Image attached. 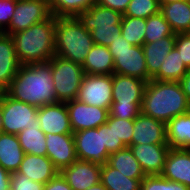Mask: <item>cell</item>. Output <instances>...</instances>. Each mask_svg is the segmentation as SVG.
Listing matches in <instances>:
<instances>
[{
	"mask_svg": "<svg viewBox=\"0 0 190 190\" xmlns=\"http://www.w3.org/2000/svg\"><path fill=\"white\" fill-rule=\"evenodd\" d=\"M5 92L37 108L58 103L48 62L21 65Z\"/></svg>",
	"mask_w": 190,
	"mask_h": 190,
	"instance_id": "6da1fadb",
	"label": "cell"
},
{
	"mask_svg": "<svg viewBox=\"0 0 190 190\" xmlns=\"http://www.w3.org/2000/svg\"><path fill=\"white\" fill-rule=\"evenodd\" d=\"M190 102L179 82L157 81L146 83L141 113L167 124L172 118L188 113Z\"/></svg>",
	"mask_w": 190,
	"mask_h": 190,
	"instance_id": "7a4b0ae2",
	"label": "cell"
},
{
	"mask_svg": "<svg viewBox=\"0 0 190 190\" xmlns=\"http://www.w3.org/2000/svg\"><path fill=\"white\" fill-rule=\"evenodd\" d=\"M11 36L21 65L48 62L55 55V16Z\"/></svg>",
	"mask_w": 190,
	"mask_h": 190,
	"instance_id": "3957f363",
	"label": "cell"
},
{
	"mask_svg": "<svg viewBox=\"0 0 190 190\" xmlns=\"http://www.w3.org/2000/svg\"><path fill=\"white\" fill-rule=\"evenodd\" d=\"M94 45L76 17H55V55L82 65Z\"/></svg>",
	"mask_w": 190,
	"mask_h": 190,
	"instance_id": "277c9868",
	"label": "cell"
},
{
	"mask_svg": "<svg viewBox=\"0 0 190 190\" xmlns=\"http://www.w3.org/2000/svg\"><path fill=\"white\" fill-rule=\"evenodd\" d=\"M122 14L95 3L88 10L79 13L76 18L91 32L94 44L108 47L121 36Z\"/></svg>",
	"mask_w": 190,
	"mask_h": 190,
	"instance_id": "5b68a950",
	"label": "cell"
},
{
	"mask_svg": "<svg viewBox=\"0 0 190 190\" xmlns=\"http://www.w3.org/2000/svg\"><path fill=\"white\" fill-rule=\"evenodd\" d=\"M115 74L136 77L148 82L145 54L142 46L130 44L122 35L109 46Z\"/></svg>",
	"mask_w": 190,
	"mask_h": 190,
	"instance_id": "8992f818",
	"label": "cell"
},
{
	"mask_svg": "<svg viewBox=\"0 0 190 190\" xmlns=\"http://www.w3.org/2000/svg\"><path fill=\"white\" fill-rule=\"evenodd\" d=\"M48 63L51 66L57 101L67 102L76 99L85 76L82 66L57 55Z\"/></svg>",
	"mask_w": 190,
	"mask_h": 190,
	"instance_id": "52a82bcc",
	"label": "cell"
},
{
	"mask_svg": "<svg viewBox=\"0 0 190 190\" xmlns=\"http://www.w3.org/2000/svg\"><path fill=\"white\" fill-rule=\"evenodd\" d=\"M37 107L17 101L5 91L2 92V132L18 134L30 126H40Z\"/></svg>",
	"mask_w": 190,
	"mask_h": 190,
	"instance_id": "ba28073f",
	"label": "cell"
},
{
	"mask_svg": "<svg viewBox=\"0 0 190 190\" xmlns=\"http://www.w3.org/2000/svg\"><path fill=\"white\" fill-rule=\"evenodd\" d=\"M49 0H16V7L4 34L12 35L51 16Z\"/></svg>",
	"mask_w": 190,
	"mask_h": 190,
	"instance_id": "9c48e42d",
	"label": "cell"
},
{
	"mask_svg": "<svg viewBox=\"0 0 190 190\" xmlns=\"http://www.w3.org/2000/svg\"><path fill=\"white\" fill-rule=\"evenodd\" d=\"M76 99L87 105L110 110L113 102L112 74H85Z\"/></svg>",
	"mask_w": 190,
	"mask_h": 190,
	"instance_id": "30bf717a",
	"label": "cell"
},
{
	"mask_svg": "<svg viewBox=\"0 0 190 190\" xmlns=\"http://www.w3.org/2000/svg\"><path fill=\"white\" fill-rule=\"evenodd\" d=\"M76 155L79 160L95 164L107 163L109 153L104 146L102 125L73 133Z\"/></svg>",
	"mask_w": 190,
	"mask_h": 190,
	"instance_id": "8fae6325",
	"label": "cell"
},
{
	"mask_svg": "<svg viewBox=\"0 0 190 190\" xmlns=\"http://www.w3.org/2000/svg\"><path fill=\"white\" fill-rule=\"evenodd\" d=\"M73 133L98 128L107 122L109 110L87 105L77 99L65 102Z\"/></svg>",
	"mask_w": 190,
	"mask_h": 190,
	"instance_id": "7c38bea8",
	"label": "cell"
},
{
	"mask_svg": "<svg viewBox=\"0 0 190 190\" xmlns=\"http://www.w3.org/2000/svg\"><path fill=\"white\" fill-rule=\"evenodd\" d=\"M60 173L73 190H85L100 182L101 165L77 159Z\"/></svg>",
	"mask_w": 190,
	"mask_h": 190,
	"instance_id": "4fadbf2b",
	"label": "cell"
},
{
	"mask_svg": "<svg viewBox=\"0 0 190 190\" xmlns=\"http://www.w3.org/2000/svg\"><path fill=\"white\" fill-rule=\"evenodd\" d=\"M37 117L45 134H73L65 102L41 106Z\"/></svg>",
	"mask_w": 190,
	"mask_h": 190,
	"instance_id": "5bb4252c",
	"label": "cell"
},
{
	"mask_svg": "<svg viewBox=\"0 0 190 190\" xmlns=\"http://www.w3.org/2000/svg\"><path fill=\"white\" fill-rule=\"evenodd\" d=\"M47 157L59 172L70 166L78 158L76 155L73 134H45Z\"/></svg>",
	"mask_w": 190,
	"mask_h": 190,
	"instance_id": "9a60e30c",
	"label": "cell"
},
{
	"mask_svg": "<svg viewBox=\"0 0 190 190\" xmlns=\"http://www.w3.org/2000/svg\"><path fill=\"white\" fill-rule=\"evenodd\" d=\"M168 145L166 124L160 120L140 113L134 119V133L132 145Z\"/></svg>",
	"mask_w": 190,
	"mask_h": 190,
	"instance_id": "2e32d148",
	"label": "cell"
},
{
	"mask_svg": "<svg viewBox=\"0 0 190 190\" xmlns=\"http://www.w3.org/2000/svg\"><path fill=\"white\" fill-rule=\"evenodd\" d=\"M129 148L140 163L145 175L162 174L166 157L170 150L169 145L137 144L131 145Z\"/></svg>",
	"mask_w": 190,
	"mask_h": 190,
	"instance_id": "e0dca14e",
	"label": "cell"
},
{
	"mask_svg": "<svg viewBox=\"0 0 190 190\" xmlns=\"http://www.w3.org/2000/svg\"><path fill=\"white\" fill-rule=\"evenodd\" d=\"M146 81L136 77L112 74V103L142 104Z\"/></svg>",
	"mask_w": 190,
	"mask_h": 190,
	"instance_id": "ac0fdd59",
	"label": "cell"
},
{
	"mask_svg": "<svg viewBox=\"0 0 190 190\" xmlns=\"http://www.w3.org/2000/svg\"><path fill=\"white\" fill-rule=\"evenodd\" d=\"M161 175L190 189V149L170 148Z\"/></svg>",
	"mask_w": 190,
	"mask_h": 190,
	"instance_id": "d6986e66",
	"label": "cell"
},
{
	"mask_svg": "<svg viewBox=\"0 0 190 190\" xmlns=\"http://www.w3.org/2000/svg\"><path fill=\"white\" fill-rule=\"evenodd\" d=\"M17 172L32 181L46 184L59 173V170L47 156L25 154Z\"/></svg>",
	"mask_w": 190,
	"mask_h": 190,
	"instance_id": "ffe728a7",
	"label": "cell"
},
{
	"mask_svg": "<svg viewBox=\"0 0 190 190\" xmlns=\"http://www.w3.org/2000/svg\"><path fill=\"white\" fill-rule=\"evenodd\" d=\"M20 66L12 36L4 33L0 34V89L2 91L10 86Z\"/></svg>",
	"mask_w": 190,
	"mask_h": 190,
	"instance_id": "44dd1931",
	"label": "cell"
},
{
	"mask_svg": "<svg viewBox=\"0 0 190 190\" xmlns=\"http://www.w3.org/2000/svg\"><path fill=\"white\" fill-rule=\"evenodd\" d=\"M176 34L166 36L156 42L144 43L142 45L147 72L148 81H150L158 72L162 62L169 52L175 47Z\"/></svg>",
	"mask_w": 190,
	"mask_h": 190,
	"instance_id": "7402d4cb",
	"label": "cell"
},
{
	"mask_svg": "<svg viewBox=\"0 0 190 190\" xmlns=\"http://www.w3.org/2000/svg\"><path fill=\"white\" fill-rule=\"evenodd\" d=\"M160 13L175 34L190 32V1L180 0L160 5Z\"/></svg>",
	"mask_w": 190,
	"mask_h": 190,
	"instance_id": "603a6c76",
	"label": "cell"
},
{
	"mask_svg": "<svg viewBox=\"0 0 190 190\" xmlns=\"http://www.w3.org/2000/svg\"><path fill=\"white\" fill-rule=\"evenodd\" d=\"M24 155L16 134L0 132V165L6 171L17 172Z\"/></svg>",
	"mask_w": 190,
	"mask_h": 190,
	"instance_id": "cb8c5ba5",
	"label": "cell"
},
{
	"mask_svg": "<svg viewBox=\"0 0 190 190\" xmlns=\"http://www.w3.org/2000/svg\"><path fill=\"white\" fill-rule=\"evenodd\" d=\"M85 74L110 75L114 72V61L108 47L94 44L81 65Z\"/></svg>",
	"mask_w": 190,
	"mask_h": 190,
	"instance_id": "d4e9b609",
	"label": "cell"
},
{
	"mask_svg": "<svg viewBox=\"0 0 190 190\" xmlns=\"http://www.w3.org/2000/svg\"><path fill=\"white\" fill-rule=\"evenodd\" d=\"M167 144L172 149H190V111L166 124Z\"/></svg>",
	"mask_w": 190,
	"mask_h": 190,
	"instance_id": "484cf974",
	"label": "cell"
},
{
	"mask_svg": "<svg viewBox=\"0 0 190 190\" xmlns=\"http://www.w3.org/2000/svg\"><path fill=\"white\" fill-rule=\"evenodd\" d=\"M107 164L110 167L116 168L128 178L139 179L142 181L146 177L140 163L134 157L129 147L110 154Z\"/></svg>",
	"mask_w": 190,
	"mask_h": 190,
	"instance_id": "4316f807",
	"label": "cell"
},
{
	"mask_svg": "<svg viewBox=\"0 0 190 190\" xmlns=\"http://www.w3.org/2000/svg\"><path fill=\"white\" fill-rule=\"evenodd\" d=\"M187 72V66L180 57L177 48L174 47L165 57L159 72L152 79L157 81L179 82Z\"/></svg>",
	"mask_w": 190,
	"mask_h": 190,
	"instance_id": "83f0119b",
	"label": "cell"
},
{
	"mask_svg": "<svg viewBox=\"0 0 190 190\" xmlns=\"http://www.w3.org/2000/svg\"><path fill=\"white\" fill-rule=\"evenodd\" d=\"M100 182L107 190H140L141 180L131 179L107 163L101 165Z\"/></svg>",
	"mask_w": 190,
	"mask_h": 190,
	"instance_id": "f1b7e54d",
	"label": "cell"
},
{
	"mask_svg": "<svg viewBox=\"0 0 190 190\" xmlns=\"http://www.w3.org/2000/svg\"><path fill=\"white\" fill-rule=\"evenodd\" d=\"M17 137L25 154L47 156L46 136L40 126H30L18 133Z\"/></svg>",
	"mask_w": 190,
	"mask_h": 190,
	"instance_id": "f546056e",
	"label": "cell"
},
{
	"mask_svg": "<svg viewBox=\"0 0 190 190\" xmlns=\"http://www.w3.org/2000/svg\"><path fill=\"white\" fill-rule=\"evenodd\" d=\"M95 3L96 0H49V8L55 17H76Z\"/></svg>",
	"mask_w": 190,
	"mask_h": 190,
	"instance_id": "4dcf8cb0",
	"label": "cell"
},
{
	"mask_svg": "<svg viewBox=\"0 0 190 190\" xmlns=\"http://www.w3.org/2000/svg\"><path fill=\"white\" fill-rule=\"evenodd\" d=\"M146 19L139 17L122 16L121 35L132 45L144 44Z\"/></svg>",
	"mask_w": 190,
	"mask_h": 190,
	"instance_id": "1f68e13d",
	"label": "cell"
},
{
	"mask_svg": "<svg viewBox=\"0 0 190 190\" xmlns=\"http://www.w3.org/2000/svg\"><path fill=\"white\" fill-rule=\"evenodd\" d=\"M173 34L170 24L160 12L146 19L144 43L156 42Z\"/></svg>",
	"mask_w": 190,
	"mask_h": 190,
	"instance_id": "d6a6232c",
	"label": "cell"
},
{
	"mask_svg": "<svg viewBox=\"0 0 190 190\" xmlns=\"http://www.w3.org/2000/svg\"><path fill=\"white\" fill-rule=\"evenodd\" d=\"M160 12L158 0H131L124 16L147 19Z\"/></svg>",
	"mask_w": 190,
	"mask_h": 190,
	"instance_id": "836d02e7",
	"label": "cell"
},
{
	"mask_svg": "<svg viewBox=\"0 0 190 190\" xmlns=\"http://www.w3.org/2000/svg\"><path fill=\"white\" fill-rule=\"evenodd\" d=\"M107 126H113L114 133L117 138L127 146L132 145V136L134 133V120H126L112 117L110 114L108 120L105 123Z\"/></svg>",
	"mask_w": 190,
	"mask_h": 190,
	"instance_id": "e575fe53",
	"label": "cell"
},
{
	"mask_svg": "<svg viewBox=\"0 0 190 190\" xmlns=\"http://www.w3.org/2000/svg\"><path fill=\"white\" fill-rule=\"evenodd\" d=\"M140 190H190L178 182L165 179L162 175H146L141 181Z\"/></svg>",
	"mask_w": 190,
	"mask_h": 190,
	"instance_id": "d590c367",
	"label": "cell"
},
{
	"mask_svg": "<svg viewBox=\"0 0 190 190\" xmlns=\"http://www.w3.org/2000/svg\"><path fill=\"white\" fill-rule=\"evenodd\" d=\"M141 105L112 103L109 114L123 120H134L141 113Z\"/></svg>",
	"mask_w": 190,
	"mask_h": 190,
	"instance_id": "8d00e7d4",
	"label": "cell"
},
{
	"mask_svg": "<svg viewBox=\"0 0 190 190\" xmlns=\"http://www.w3.org/2000/svg\"><path fill=\"white\" fill-rule=\"evenodd\" d=\"M10 190H44V184L30 180L27 176L14 172L10 178Z\"/></svg>",
	"mask_w": 190,
	"mask_h": 190,
	"instance_id": "74e56055",
	"label": "cell"
},
{
	"mask_svg": "<svg viewBox=\"0 0 190 190\" xmlns=\"http://www.w3.org/2000/svg\"><path fill=\"white\" fill-rule=\"evenodd\" d=\"M104 146L109 154H113L116 151L125 149L127 146L117 138L114 133L113 126H107L106 124L102 125Z\"/></svg>",
	"mask_w": 190,
	"mask_h": 190,
	"instance_id": "f35d334b",
	"label": "cell"
},
{
	"mask_svg": "<svg viewBox=\"0 0 190 190\" xmlns=\"http://www.w3.org/2000/svg\"><path fill=\"white\" fill-rule=\"evenodd\" d=\"M175 47L180 53V57L184 61V64L190 69V34H176Z\"/></svg>",
	"mask_w": 190,
	"mask_h": 190,
	"instance_id": "ab89813d",
	"label": "cell"
},
{
	"mask_svg": "<svg viewBox=\"0 0 190 190\" xmlns=\"http://www.w3.org/2000/svg\"><path fill=\"white\" fill-rule=\"evenodd\" d=\"M16 7V0H0V30L3 32L10 24Z\"/></svg>",
	"mask_w": 190,
	"mask_h": 190,
	"instance_id": "60d3db41",
	"label": "cell"
},
{
	"mask_svg": "<svg viewBox=\"0 0 190 190\" xmlns=\"http://www.w3.org/2000/svg\"><path fill=\"white\" fill-rule=\"evenodd\" d=\"M131 0H96L102 7L110 8L124 15Z\"/></svg>",
	"mask_w": 190,
	"mask_h": 190,
	"instance_id": "b9f144b4",
	"label": "cell"
},
{
	"mask_svg": "<svg viewBox=\"0 0 190 190\" xmlns=\"http://www.w3.org/2000/svg\"><path fill=\"white\" fill-rule=\"evenodd\" d=\"M44 190H73L59 172L53 179L44 184Z\"/></svg>",
	"mask_w": 190,
	"mask_h": 190,
	"instance_id": "7bdbcfd3",
	"label": "cell"
},
{
	"mask_svg": "<svg viewBox=\"0 0 190 190\" xmlns=\"http://www.w3.org/2000/svg\"><path fill=\"white\" fill-rule=\"evenodd\" d=\"M11 174L0 165V190H10Z\"/></svg>",
	"mask_w": 190,
	"mask_h": 190,
	"instance_id": "ee69618b",
	"label": "cell"
},
{
	"mask_svg": "<svg viewBox=\"0 0 190 190\" xmlns=\"http://www.w3.org/2000/svg\"><path fill=\"white\" fill-rule=\"evenodd\" d=\"M187 100L190 102V69L179 81Z\"/></svg>",
	"mask_w": 190,
	"mask_h": 190,
	"instance_id": "f6af8a7d",
	"label": "cell"
},
{
	"mask_svg": "<svg viewBox=\"0 0 190 190\" xmlns=\"http://www.w3.org/2000/svg\"><path fill=\"white\" fill-rule=\"evenodd\" d=\"M85 190H107V189L101 182H99L98 184L91 186L90 188L85 189Z\"/></svg>",
	"mask_w": 190,
	"mask_h": 190,
	"instance_id": "bcb514c9",
	"label": "cell"
},
{
	"mask_svg": "<svg viewBox=\"0 0 190 190\" xmlns=\"http://www.w3.org/2000/svg\"><path fill=\"white\" fill-rule=\"evenodd\" d=\"M2 93L0 94V132H2V125H3V120H2Z\"/></svg>",
	"mask_w": 190,
	"mask_h": 190,
	"instance_id": "7dc6e473",
	"label": "cell"
},
{
	"mask_svg": "<svg viewBox=\"0 0 190 190\" xmlns=\"http://www.w3.org/2000/svg\"><path fill=\"white\" fill-rule=\"evenodd\" d=\"M175 1H180V0H158L160 5L167 4V3H172V2H175Z\"/></svg>",
	"mask_w": 190,
	"mask_h": 190,
	"instance_id": "c3c4849f",
	"label": "cell"
}]
</instances>
